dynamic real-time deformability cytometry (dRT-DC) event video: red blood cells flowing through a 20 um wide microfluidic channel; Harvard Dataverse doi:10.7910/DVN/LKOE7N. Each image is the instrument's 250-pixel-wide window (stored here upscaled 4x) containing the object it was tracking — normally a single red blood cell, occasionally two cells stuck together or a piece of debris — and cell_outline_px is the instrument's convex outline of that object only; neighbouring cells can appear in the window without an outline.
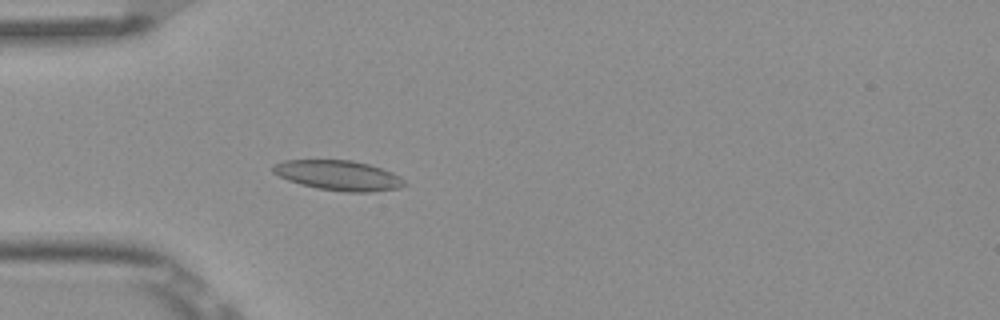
{"species": "Egyptian fruit bat (a non-hibernating species)", "species_latin": "Rousettus aegyptiacus", "temperature_condition": "room temperature", "stored_images_in_passage": 3, "camera_frame_rate_fps": 3000, "um_per_image_px": 0.085, "frame": {"image": 1, "passage_image": 3, "time_ms": 0.667, "image_size_px": [1000, 320], "cell_outline_px": [[408, 184], [400, 188], [372, 192], [344, 192], [316, 188], [300, 184], [288, 180], [272, 172], [272, 164], [284, 160], [352, 160], [368, 164], [392, 172], [400, 176]], "centroid_in_image_um": [28.78, 14.91], "position_along_channel_um": 56.2, "area_um2": 23.12}}